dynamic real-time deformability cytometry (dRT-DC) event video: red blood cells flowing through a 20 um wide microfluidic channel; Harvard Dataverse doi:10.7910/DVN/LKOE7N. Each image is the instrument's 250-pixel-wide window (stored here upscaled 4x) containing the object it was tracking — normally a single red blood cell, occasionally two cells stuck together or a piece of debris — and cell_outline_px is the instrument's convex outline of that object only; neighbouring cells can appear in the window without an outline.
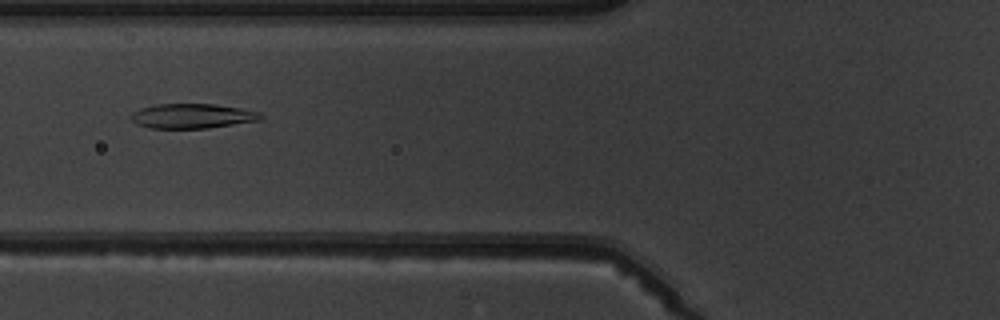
{"species": "common noctule bat (a hibernating species)", "species_latin": "Nyctalus noctula", "temperature_condition": "warm", "stored_images_in_passage": 7, "camera_frame_rate_fps": 3000, "um_per_image_px": 0.085, "animal": {"sex": "male", "body_mass_g": 19.5, "forearm_length_mm": 54.6}, "frame": {"image": 1, "passage_image": 6, "time_ms": 6.0, "image_size_px": [1000, 320], "cell_outline_px": [[264, 116], [260, 120], [208, 128], [148, 128], [136, 124], [128, 116], [132, 112], [140, 108], [156, 104], [216, 104], [240, 108], [260, 112]], "centroid_in_image_um": [16.31, 9.86], "position_along_channel_um": 109.5, "area_um2": 18.79}}
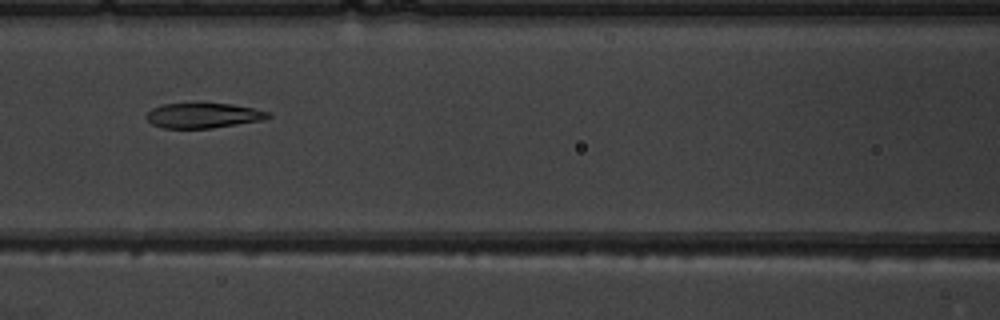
{"frame": {"image": 2, "passage_image": 7, "time_ms": 7.0, "image_size_px": [1000, 320], "cell_outline_px": [[272, 116], [264, 120], [212, 128], [164, 128], [152, 124], [148, 120], [148, 112], [152, 108], [164, 104], [232, 104], [252, 108], [268, 112]], "centroid_in_image_um": [17.3, 9.83], "position_along_channel_um": 149.3, "area_um2": 17.46}}